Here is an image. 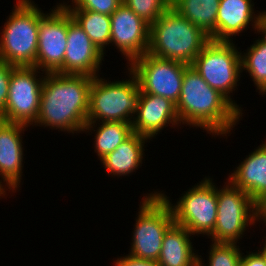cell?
Instances as JSON below:
<instances>
[{
	"label": "cell",
	"mask_w": 266,
	"mask_h": 266,
	"mask_svg": "<svg viewBox=\"0 0 266 266\" xmlns=\"http://www.w3.org/2000/svg\"><path fill=\"white\" fill-rule=\"evenodd\" d=\"M99 127L95 133V152L100 160L107 154L114 151L123 141H125L132 133L131 123L114 121V122H98Z\"/></svg>",
	"instance_id": "cb8c5ba5"
},
{
	"label": "cell",
	"mask_w": 266,
	"mask_h": 266,
	"mask_svg": "<svg viewBox=\"0 0 266 266\" xmlns=\"http://www.w3.org/2000/svg\"><path fill=\"white\" fill-rule=\"evenodd\" d=\"M261 32V33H260ZM262 37L241 53L242 71L247 70L261 95L266 94V25L258 32Z\"/></svg>",
	"instance_id": "603a6c76"
},
{
	"label": "cell",
	"mask_w": 266,
	"mask_h": 266,
	"mask_svg": "<svg viewBox=\"0 0 266 266\" xmlns=\"http://www.w3.org/2000/svg\"><path fill=\"white\" fill-rule=\"evenodd\" d=\"M191 235L186 228L173 223L164 234L157 260L159 266H198V254L194 253Z\"/></svg>",
	"instance_id": "d6986e66"
},
{
	"label": "cell",
	"mask_w": 266,
	"mask_h": 266,
	"mask_svg": "<svg viewBox=\"0 0 266 266\" xmlns=\"http://www.w3.org/2000/svg\"><path fill=\"white\" fill-rule=\"evenodd\" d=\"M4 24L0 59L16 67H36L42 11L31 0H18Z\"/></svg>",
	"instance_id": "5b68a950"
},
{
	"label": "cell",
	"mask_w": 266,
	"mask_h": 266,
	"mask_svg": "<svg viewBox=\"0 0 266 266\" xmlns=\"http://www.w3.org/2000/svg\"><path fill=\"white\" fill-rule=\"evenodd\" d=\"M114 264L115 266H159L157 261L137 258L130 254L118 258Z\"/></svg>",
	"instance_id": "f546056e"
},
{
	"label": "cell",
	"mask_w": 266,
	"mask_h": 266,
	"mask_svg": "<svg viewBox=\"0 0 266 266\" xmlns=\"http://www.w3.org/2000/svg\"><path fill=\"white\" fill-rule=\"evenodd\" d=\"M182 124L226 136L242 114L224 95L210 87L191 66L185 68L180 98L176 104Z\"/></svg>",
	"instance_id": "7a4b0ae2"
},
{
	"label": "cell",
	"mask_w": 266,
	"mask_h": 266,
	"mask_svg": "<svg viewBox=\"0 0 266 266\" xmlns=\"http://www.w3.org/2000/svg\"><path fill=\"white\" fill-rule=\"evenodd\" d=\"M220 0H171V7L210 39L216 34V19Z\"/></svg>",
	"instance_id": "44dd1931"
},
{
	"label": "cell",
	"mask_w": 266,
	"mask_h": 266,
	"mask_svg": "<svg viewBox=\"0 0 266 266\" xmlns=\"http://www.w3.org/2000/svg\"><path fill=\"white\" fill-rule=\"evenodd\" d=\"M44 75L39 113L34 125L81 133L87 123L93 77L59 73Z\"/></svg>",
	"instance_id": "6da1fadb"
},
{
	"label": "cell",
	"mask_w": 266,
	"mask_h": 266,
	"mask_svg": "<svg viewBox=\"0 0 266 266\" xmlns=\"http://www.w3.org/2000/svg\"><path fill=\"white\" fill-rule=\"evenodd\" d=\"M261 221L266 225V204L261 208Z\"/></svg>",
	"instance_id": "4dcf8cb0"
},
{
	"label": "cell",
	"mask_w": 266,
	"mask_h": 266,
	"mask_svg": "<svg viewBox=\"0 0 266 266\" xmlns=\"http://www.w3.org/2000/svg\"><path fill=\"white\" fill-rule=\"evenodd\" d=\"M27 127L0 120V178L12 192L21 184L24 159L21 133Z\"/></svg>",
	"instance_id": "e0dca14e"
},
{
	"label": "cell",
	"mask_w": 266,
	"mask_h": 266,
	"mask_svg": "<svg viewBox=\"0 0 266 266\" xmlns=\"http://www.w3.org/2000/svg\"><path fill=\"white\" fill-rule=\"evenodd\" d=\"M240 266H266V239L264 247L256 252H249L248 255L242 254Z\"/></svg>",
	"instance_id": "f1b7e54d"
},
{
	"label": "cell",
	"mask_w": 266,
	"mask_h": 266,
	"mask_svg": "<svg viewBox=\"0 0 266 266\" xmlns=\"http://www.w3.org/2000/svg\"><path fill=\"white\" fill-rule=\"evenodd\" d=\"M232 41L210 40L196 56L191 66L213 89L224 95L240 112L230 93L235 91L242 73L241 52Z\"/></svg>",
	"instance_id": "52a82bcc"
},
{
	"label": "cell",
	"mask_w": 266,
	"mask_h": 266,
	"mask_svg": "<svg viewBox=\"0 0 266 266\" xmlns=\"http://www.w3.org/2000/svg\"><path fill=\"white\" fill-rule=\"evenodd\" d=\"M211 178H204L199 184L189 189L173 205L164 193L160 195L169 204L174 223L186 228L192 235L209 236L217 219V188Z\"/></svg>",
	"instance_id": "9c48e42d"
},
{
	"label": "cell",
	"mask_w": 266,
	"mask_h": 266,
	"mask_svg": "<svg viewBox=\"0 0 266 266\" xmlns=\"http://www.w3.org/2000/svg\"><path fill=\"white\" fill-rule=\"evenodd\" d=\"M142 198L140 211L134 225L130 255L157 261L161 252L164 234L174 223L172 210L159 192Z\"/></svg>",
	"instance_id": "ba28073f"
},
{
	"label": "cell",
	"mask_w": 266,
	"mask_h": 266,
	"mask_svg": "<svg viewBox=\"0 0 266 266\" xmlns=\"http://www.w3.org/2000/svg\"><path fill=\"white\" fill-rule=\"evenodd\" d=\"M127 66L137 77L143 93L162 96L177 104L188 64L145 53Z\"/></svg>",
	"instance_id": "8fae6325"
},
{
	"label": "cell",
	"mask_w": 266,
	"mask_h": 266,
	"mask_svg": "<svg viewBox=\"0 0 266 266\" xmlns=\"http://www.w3.org/2000/svg\"><path fill=\"white\" fill-rule=\"evenodd\" d=\"M123 3L149 25L171 6V0H123Z\"/></svg>",
	"instance_id": "484cf974"
},
{
	"label": "cell",
	"mask_w": 266,
	"mask_h": 266,
	"mask_svg": "<svg viewBox=\"0 0 266 266\" xmlns=\"http://www.w3.org/2000/svg\"><path fill=\"white\" fill-rule=\"evenodd\" d=\"M252 0H220L216 19L214 41H232V36L244 31L250 22L253 29L259 32L266 22V12L255 16Z\"/></svg>",
	"instance_id": "2e32d148"
},
{
	"label": "cell",
	"mask_w": 266,
	"mask_h": 266,
	"mask_svg": "<svg viewBox=\"0 0 266 266\" xmlns=\"http://www.w3.org/2000/svg\"><path fill=\"white\" fill-rule=\"evenodd\" d=\"M103 57L104 53L91 41L68 11L63 74L98 76Z\"/></svg>",
	"instance_id": "5bb4252c"
},
{
	"label": "cell",
	"mask_w": 266,
	"mask_h": 266,
	"mask_svg": "<svg viewBox=\"0 0 266 266\" xmlns=\"http://www.w3.org/2000/svg\"><path fill=\"white\" fill-rule=\"evenodd\" d=\"M111 18L110 43L115 45L130 65L149 47L150 25L122 3Z\"/></svg>",
	"instance_id": "4fadbf2b"
},
{
	"label": "cell",
	"mask_w": 266,
	"mask_h": 266,
	"mask_svg": "<svg viewBox=\"0 0 266 266\" xmlns=\"http://www.w3.org/2000/svg\"><path fill=\"white\" fill-rule=\"evenodd\" d=\"M208 266H240L242 254L237 243H215L210 245ZM198 255V266H204Z\"/></svg>",
	"instance_id": "d4e9b609"
},
{
	"label": "cell",
	"mask_w": 266,
	"mask_h": 266,
	"mask_svg": "<svg viewBox=\"0 0 266 266\" xmlns=\"http://www.w3.org/2000/svg\"><path fill=\"white\" fill-rule=\"evenodd\" d=\"M128 70L131 80L107 82L99 78L100 76L93 77L89 90V111L84 132L94 130L95 124L97 127L96 121L100 122V120L101 122L132 123L141 90L137 77L129 68Z\"/></svg>",
	"instance_id": "277c9868"
},
{
	"label": "cell",
	"mask_w": 266,
	"mask_h": 266,
	"mask_svg": "<svg viewBox=\"0 0 266 266\" xmlns=\"http://www.w3.org/2000/svg\"><path fill=\"white\" fill-rule=\"evenodd\" d=\"M2 183V184H1ZM4 184H3V182H2V180L0 181V196H5V192H6V187L5 186H3ZM5 187V188H4ZM3 194V195H2Z\"/></svg>",
	"instance_id": "1f68e13d"
},
{
	"label": "cell",
	"mask_w": 266,
	"mask_h": 266,
	"mask_svg": "<svg viewBox=\"0 0 266 266\" xmlns=\"http://www.w3.org/2000/svg\"><path fill=\"white\" fill-rule=\"evenodd\" d=\"M122 3L123 0H72L70 3L73 4L72 6L63 4L67 9H82L112 15Z\"/></svg>",
	"instance_id": "4316f807"
},
{
	"label": "cell",
	"mask_w": 266,
	"mask_h": 266,
	"mask_svg": "<svg viewBox=\"0 0 266 266\" xmlns=\"http://www.w3.org/2000/svg\"><path fill=\"white\" fill-rule=\"evenodd\" d=\"M135 116L131 123L133 132L147 137L149 140L158 132L160 133L165 126L167 127L166 124L178 127L180 123L175 103L162 96L142 91Z\"/></svg>",
	"instance_id": "9a60e30c"
},
{
	"label": "cell",
	"mask_w": 266,
	"mask_h": 266,
	"mask_svg": "<svg viewBox=\"0 0 266 266\" xmlns=\"http://www.w3.org/2000/svg\"><path fill=\"white\" fill-rule=\"evenodd\" d=\"M147 137L132 133L114 151L101 159L108 175L126 176L141 167Z\"/></svg>",
	"instance_id": "ffe728a7"
},
{
	"label": "cell",
	"mask_w": 266,
	"mask_h": 266,
	"mask_svg": "<svg viewBox=\"0 0 266 266\" xmlns=\"http://www.w3.org/2000/svg\"><path fill=\"white\" fill-rule=\"evenodd\" d=\"M67 33L68 10L64 4L59 3L50 13L44 14L42 12V19L39 22L36 56V67L43 71L41 74H63Z\"/></svg>",
	"instance_id": "7c38bea8"
},
{
	"label": "cell",
	"mask_w": 266,
	"mask_h": 266,
	"mask_svg": "<svg viewBox=\"0 0 266 266\" xmlns=\"http://www.w3.org/2000/svg\"><path fill=\"white\" fill-rule=\"evenodd\" d=\"M228 181L247 193L261 208L266 204V142L239 164Z\"/></svg>",
	"instance_id": "ac0fdd59"
},
{
	"label": "cell",
	"mask_w": 266,
	"mask_h": 266,
	"mask_svg": "<svg viewBox=\"0 0 266 266\" xmlns=\"http://www.w3.org/2000/svg\"><path fill=\"white\" fill-rule=\"evenodd\" d=\"M228 182L223 188H217V219L209 235L215 243H237L246 227L257 220L261 222V207L247 193Z\"/></svg>",
	"instance_id": "8992f818"
},
{
	"label": "cell",
	"mask_w": 266,
	"mask_h": 266,
	"mask_svg": "<svg viewBox=\"0 0 266 266\" xmlns=\"http://www.w3.org/2000/svg\"><path fill=\"white\" fill-rule=\"evenodd\" d=\"M78 22L91 41L105 54L104 50L110 44V15L82 9H67Z\"/></svg>",
	"instance_id": "7402d4cb"
},
{
	"label": "cell",
	"mask_w": 266,
	"mask_h": 266,
	"mask_svg": "<svg viewBox=\"0 0 266 266\" xmlns=\"http://www.w3.org/2000/svg\"><path fill=\"white\" fill-rule=\"evenodd\" d=\"M210 37L171 6L150 25L147 53L191 65Z\"/></svg>",
	"instance_id": "3957f363"
},
{
	"label": "cell",
	"mask_w": 266,
	"mask_h": 266,
	"mask_svg": "<svg viewBox=\"0 0 266 266\" xmlns=\"http://www.w3.org/2000/svg\"><path fill=\"white\" fill-rule=\"evenodd\" d=\"M15 67L16 66L0 59V115L3 113L6 106L10 76Z\"/></svg>",
	"instance_id": "83f0119b"
},
{
	"label": "cell",
	"mask_w": 266,
	"mask_h": 266,
	"mask_svg": "<svg viewBox=\"0 0 266 266\" xmlns=\"http://www.w3.org/2000/svg\"><path fill=\"white\" fill-rule=\"evenodd\" d=\"M38 70L34 66L13 69L6 106L0 115V120L25 126L33 125L36 122L44 80V76L36 77L37 73H41Z\"/></svg>",
	"instance_id": "30bf717a"
}]
</instances>
